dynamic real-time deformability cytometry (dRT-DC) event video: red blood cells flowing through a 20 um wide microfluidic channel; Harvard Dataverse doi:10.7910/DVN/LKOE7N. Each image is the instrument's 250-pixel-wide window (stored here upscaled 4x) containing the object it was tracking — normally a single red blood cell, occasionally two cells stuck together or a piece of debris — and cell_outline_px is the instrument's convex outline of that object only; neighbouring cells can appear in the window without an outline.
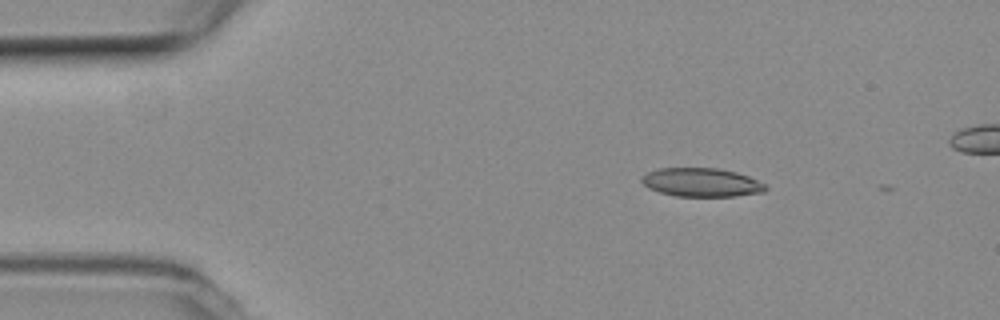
{"species": "common noctule bat (a hibernating species)", "species_latin": "Nyctalus noctula", "temperature_condition": "room temperature", "stored_images_in_passage": 4, "camera_frame_rate_fps": 3000, "um_per_image_px": 0.085, "animal": {"sex": "female", "body_mass_g": 19.3, "forearm_length_mm": 54.1}, "frame": {"image": 1, "passage_image": 1, "time_ms": 0.0, "image_size_px": [1000, 320], "cell_outline_px": [[768, 188], [764, 192], [736, 196], [676, 196], [660, 192], [648, 188], [640, 180], [640, 176], [656, 168], [720, 168], [736, 172], [748, 176], [764, 184]], "centroid_in_image_um": [59.6, 15.5], "position_along_channel_um": 25.4, "area_um2": 20.75}}